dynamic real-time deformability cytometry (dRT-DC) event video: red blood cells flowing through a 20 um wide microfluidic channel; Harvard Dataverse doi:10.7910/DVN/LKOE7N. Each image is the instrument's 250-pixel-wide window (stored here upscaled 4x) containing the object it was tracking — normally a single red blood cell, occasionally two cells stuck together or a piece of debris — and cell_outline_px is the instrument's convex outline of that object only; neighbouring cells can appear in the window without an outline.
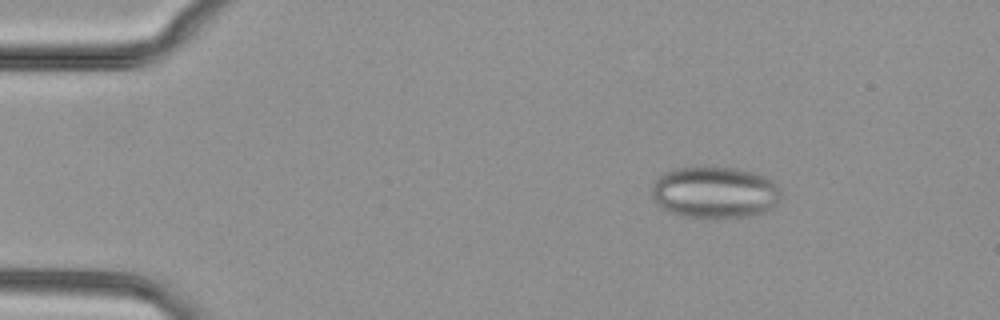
{"species": "common noctule bat (a hibernating species)", "species_latin": "Nyctalus noctula", "temperature_condition": "cold", "stored_images_in_passage": 3, "camera_frame_rate_fps": 3000, "um_per_image_px": 0.085, "animal": {"sex": "female", "body_mass_g": 29.2, "forearm_length_mm": 56.3}, "frame": {"image": 1, "passage_image": 2, "time_ms": 1.333, "image_size_px": [1000, 320], "cell_outline_px": [[784, 196], [776, 204], [764, 212], [752, 216], [716, 220], [700, 220], [680, 216], [668, 212], [660, 208], [656, 204], [652, 196], [652, 184], [664, 172], [676, 168], [736, 168], [756, 172], [772, 180], [780, 188]], "centroid_in_image_um": [60.77, 16.41], "position_along_channel_um": 24.2, "area_um2": 40.11}}